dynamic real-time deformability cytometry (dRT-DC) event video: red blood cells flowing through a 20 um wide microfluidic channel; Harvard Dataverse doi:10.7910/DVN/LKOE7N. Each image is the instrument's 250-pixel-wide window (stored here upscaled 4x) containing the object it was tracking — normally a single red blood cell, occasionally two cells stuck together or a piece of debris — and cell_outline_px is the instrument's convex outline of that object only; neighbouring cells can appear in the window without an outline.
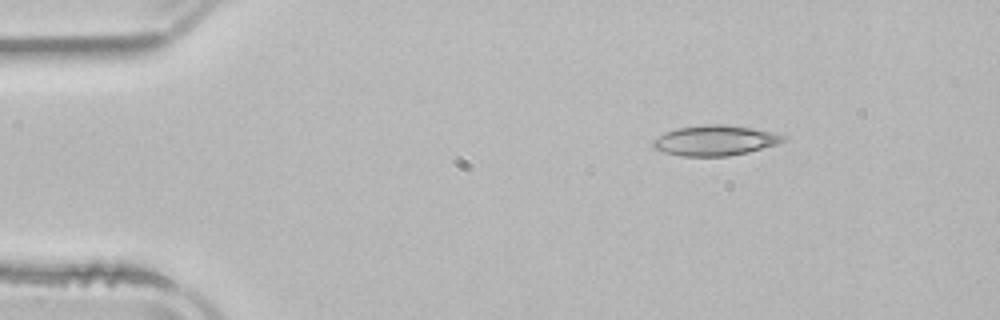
{"species": "common noctule bat (a hibernating species)", "species_latin": "Nyctalus noctula", "temperature_condition": "room temperature", "stored_images_in_passage": 3, "camera_frame_rate_fps": 3000, "um_per_image_px": 0.085, "animal": {"sex": "male", "body_mass_g": 21.5, "forearm_length_mm": 52.0}, "frame": {"image": 1, "passage_image": 1, "time_ms": 0.0, "image_size_px": [1000, 320], "cell_outline_px": [[788, 140], [776, 144], [748, 152], [728, 156], [680, 156], [664, 152], [652, 148], [652, 140], [664, 132], [676, 128], [704, 124], [724, 124], [752, 128], [772, 132], [788, 136]], "centroid_in_image_um": [60.76, 11.93], "position_along_channel_um": 24.2, "area_um2": 23.18}}
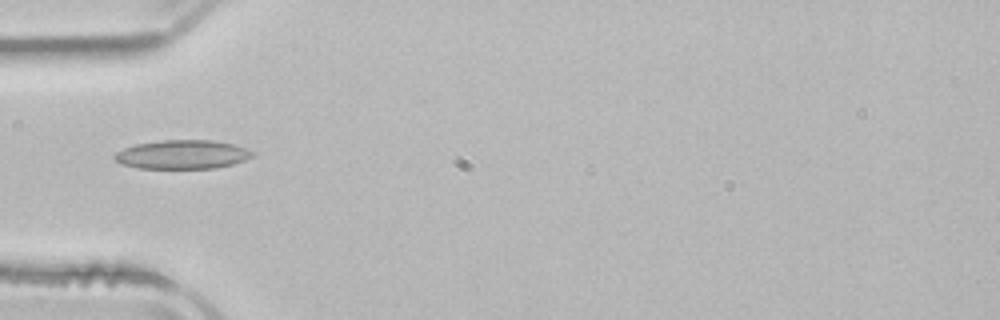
{"frame": {"image": 2, "passage_image": 3, "time_ms": 3.0, "image_size_px": [1000, 320], "cell_outline_px": [[252, 156], [244, 160], [232, 164], [216, 168], [136, 168], [120, 164], [112, 156], [116, 152], [124, 148], [136, 144], [160, 140], [212, 140], [232, 144], [244, 148], [252, 152]], "centroid_in_image_um": [15.43, 13.13], "position_along_channel_um": 69.6, "area_um2": 23.06}}